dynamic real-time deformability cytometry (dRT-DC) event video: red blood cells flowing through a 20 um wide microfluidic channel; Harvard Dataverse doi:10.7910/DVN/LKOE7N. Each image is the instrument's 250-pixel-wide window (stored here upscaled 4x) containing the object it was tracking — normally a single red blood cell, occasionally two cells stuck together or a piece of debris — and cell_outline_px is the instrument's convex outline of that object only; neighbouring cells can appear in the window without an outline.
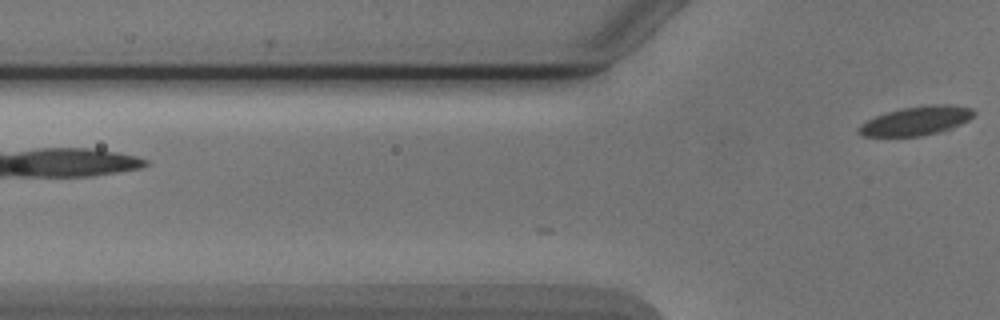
{"species": "Egyptian fruit bat (a non-hibernating species)", "species_latin": "Rousettus aegyptiacus", "temperature_condition": "cold", "stored_images_in_passage": 2, "camera_frame_rate_fps": 3000, "um_per_image_px": 0.085, "animal": {"sex": "male"}, "frame": {"image": 1, "passage_image": 2, "time_ms": 1.333, "image_size_px": [1000, 320], "cell_outline_px": [[976, 112], [968, 120], [952, 128], [920, 136], [860, 136], [856, 132], [856, 128], [860, 124], [876, 116], [888, 112], [904, 108], [932, 104], [952, 104], [972, 108]], "centroid_in_image_um": [77.86, 10.27], "position_along_channel_um": 47.9, "area_um2": 19.31}}